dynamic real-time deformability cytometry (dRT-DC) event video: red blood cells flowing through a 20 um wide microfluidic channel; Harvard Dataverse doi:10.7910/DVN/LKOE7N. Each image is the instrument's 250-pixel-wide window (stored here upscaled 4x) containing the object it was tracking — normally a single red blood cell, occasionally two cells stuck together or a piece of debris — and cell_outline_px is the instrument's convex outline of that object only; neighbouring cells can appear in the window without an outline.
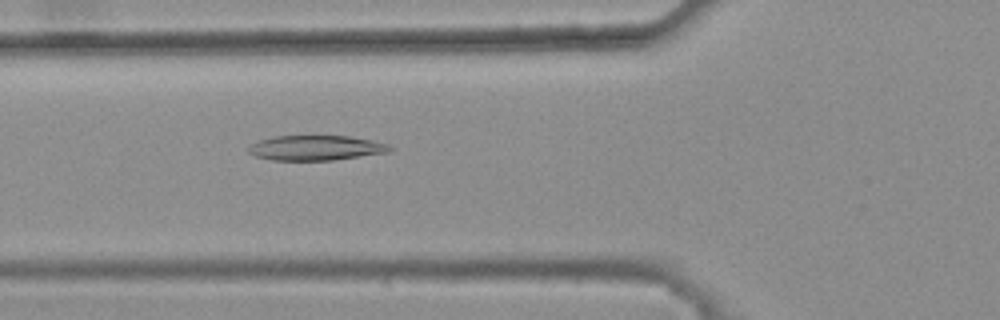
{"species": "common noctule bat (a hibernating species)", "species_latin": "Nyctalus noctula", "temperature_condition": "warm", "stored_images_in_passage": 47, "camera_frame_rate_fps": 3000, "um_per_image_px": 0.085, "animal": {"sex": "female", "body_mass_g": 25.1}, "frame": {"image": 1, "passage_image": 19, "time_ms": 6.0, "image_size_px": [1000, 320], "cell_outline_px": [[392, 148], [388, 152], [332, 160], [272, 160], [256, 156], [248, 152], [248, 148], [256, 140], [276, 136], [348, 136], [372, 140], [388, 144]], "centroid_in_image_um": [26.82, 12.56], "position_along_channel_um": 99.0, "area_um2": 20.4}}
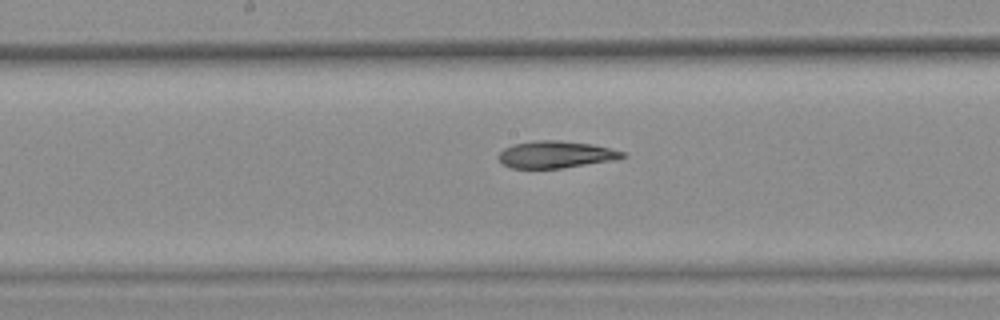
{"frame": {"image": 2, "passage_image": 27, "time_ms": 8.667, "image_size_px": [1000, 320], "cell_outline_px": [[628, 156], [616, 160], [560, 168], [512, 168], [504, 164], [496, 156], [504, 148], [512, 144], [536, 140], [560, 140], [592, 144], [624, 152]], "centroid_in_image_um": [47.24, 13.13], "position_along_channel_um": 201.0, "area_um2": 19.54}}
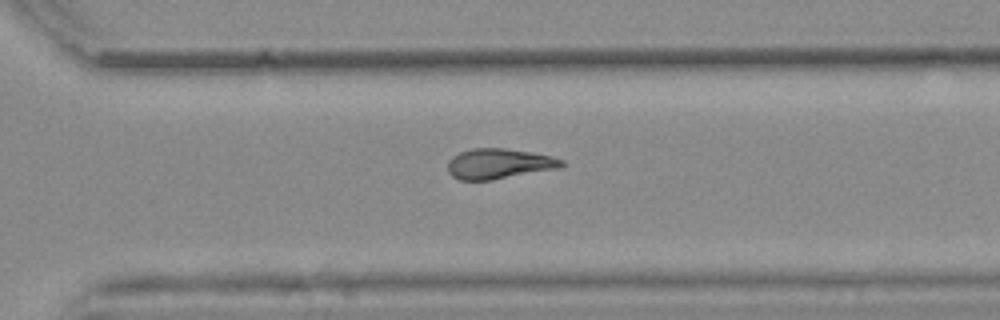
{"frame": {"image": 3, "passage_image": 37, "time_ms": 12.0, "image_size_px": [1000, 320], "cell_outline_px": [[568, 164], [560, 168], [492, 180], [460, 180], [452, 176], [448, 172], [448, 160], [452, 156], [460, 152], [472, 148], [504, 148], [552, 156], [564, 160]], "centroid_in_image_um": [42.43, 13.92], "position_along_channel_um": 328.2, "area_um2": 20.23}, "authors_computed_cell_mechanics": {"area_um2": 20.519, "velocity_mm_per_s": 3.8165, "shape_relaxation_time_tau1_ms": null, "shape_relaxation_time_tau2_ms": 7.5623, "deformation_change_tau1": null, "deformation_change_tau2": 0.1651}}